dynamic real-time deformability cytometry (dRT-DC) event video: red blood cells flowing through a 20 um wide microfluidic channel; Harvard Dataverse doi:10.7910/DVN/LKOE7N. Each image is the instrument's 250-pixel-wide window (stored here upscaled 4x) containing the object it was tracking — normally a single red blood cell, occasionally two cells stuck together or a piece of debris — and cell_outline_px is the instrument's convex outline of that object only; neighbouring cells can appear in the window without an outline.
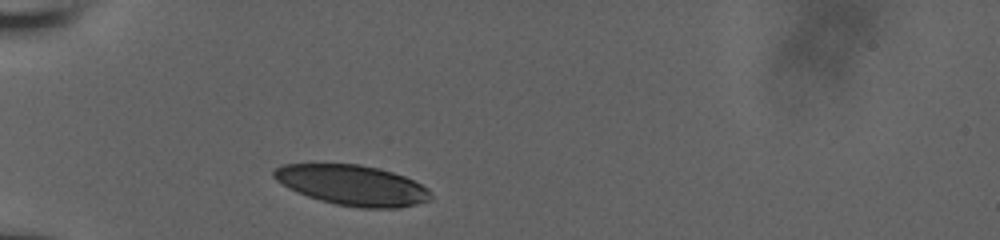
{"species": "human", "species_latin": "Homo sapiens", "temperature_condition": "room temperature", "stored_images_in_passage": 29, "camera_frame_rate_fps": 3000, "um_per_image_px": 0.085, "donor": {"sex": "male"}, "frame": {"image": 1, "passage_image": 1, "time_ms": 0.0, "image_size_px": [1000, 240], "cell_outline_px": [[432, 200], [416, 204], [396, 208], [360, 208], [336, 204], [320, 200], [296, 192], [288, 188], [276, 180], [272, 176], [272, 172], [276, 168], [284, 164], [360, 164], [392, 172], [404, 176], [428, 188], [432, 196]], "centroid_in_image_um": [29.95, 15.74], "position_along_channel_um": 55.1, "area_um2": 36.76}}
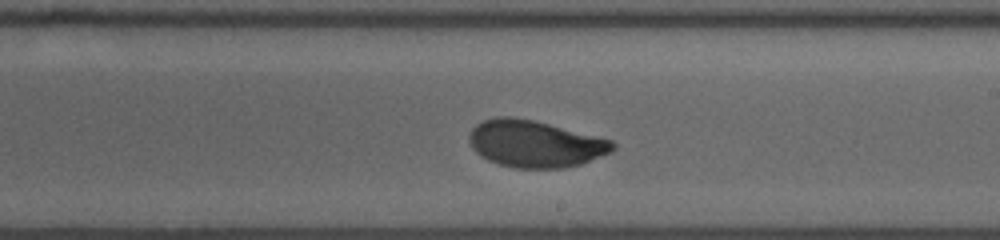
{"frame": {"image": 2, "passage_image": 17, "time_ms": 5.333, "image_size_px": [1000, 240], "cell_outline_px": [[616, 148], [612, 152], [580, 164], [564, 168], [512, 168], [488, 160], [480, 156], [472, 148], [468, 140], [468, 136], [472, 128], [476, 124], [484, 120], [496, 116], [512, 116], [532, 120], [612, 140], [616, 144]], "centroid_in_image_um": [45.45, 12.22], "position_along_channel_um": 243.5, "area_um2": 39.25}}
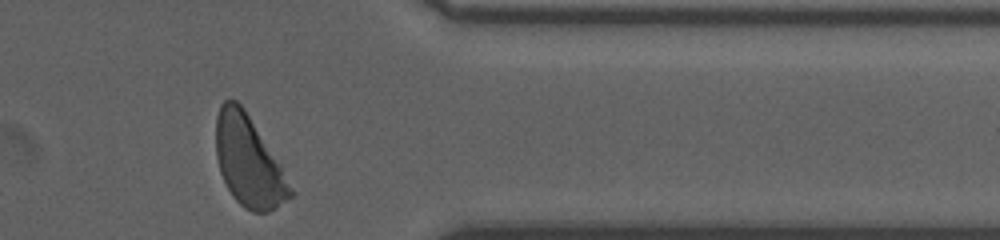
{"frame": {"image": 3, "passage_image": 29, "time_ms": 9.333, "image_size_px": [1000, 240], "cell_outline_px": [[292, 196], [276, 208], [268, 212], [252, 212], [244, 208], [232, 196], [220, 172], [216, 156], [216, 116], [220, 104], [224, 100], [236, 100], [244, 108], [280, 164], [292, 192]], "centroid_in_image_um": [21.1, 13.71], "position_along_channel_um": 390.3, "area_um2": 38.73}, "authors_computed_cell_mechanics": {"area_um2": 39.2462, "velocity_mm_per_s": 3.9073, "shape_relaxation_time_tau1_ms": 3.017, "shape_relaxation_time_tau2_ms": null, "deformation_change_tau1": 0.1451, "deformation_change_tau2": null}}